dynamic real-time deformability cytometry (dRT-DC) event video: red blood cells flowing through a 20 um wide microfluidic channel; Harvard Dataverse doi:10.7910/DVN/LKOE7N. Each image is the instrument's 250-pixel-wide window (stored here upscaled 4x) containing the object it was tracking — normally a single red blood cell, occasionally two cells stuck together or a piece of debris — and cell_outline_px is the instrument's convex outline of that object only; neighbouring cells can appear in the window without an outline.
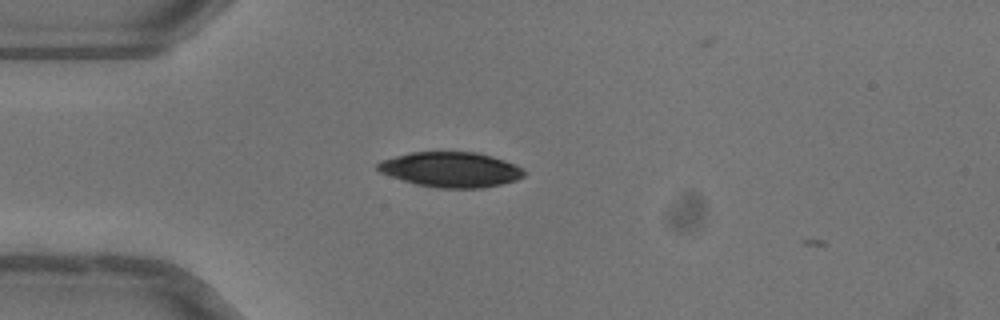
{"species": "common noctule bat (a hibernating species)", "species_latin": "Nyctalus noctula", "temperature_condition": "warm", "stored_images_in_passage": 6, "camera_frame_rate_fps": 3000, "um_per_image_px": 0.085, "animal": {"sex": "female"}, "frame": {"image": 1, "passage_image": 5, "time_ms": 1.333, "image_size_px": [1000, 320], "cell_outline_px": [[524, 176], [516, 180], [500, 184], [480, 188], [440, 188], [416, 184], [380, 172], [376, 168], [376, 164], [380, 160], [412, 152], [476, 152], [492, 156], [516, 164], [524, 168]], "centroid_in_image_um": [38.34, 14.41], "position_along_channel_um": 46.7, "area_um2": 29.82}}